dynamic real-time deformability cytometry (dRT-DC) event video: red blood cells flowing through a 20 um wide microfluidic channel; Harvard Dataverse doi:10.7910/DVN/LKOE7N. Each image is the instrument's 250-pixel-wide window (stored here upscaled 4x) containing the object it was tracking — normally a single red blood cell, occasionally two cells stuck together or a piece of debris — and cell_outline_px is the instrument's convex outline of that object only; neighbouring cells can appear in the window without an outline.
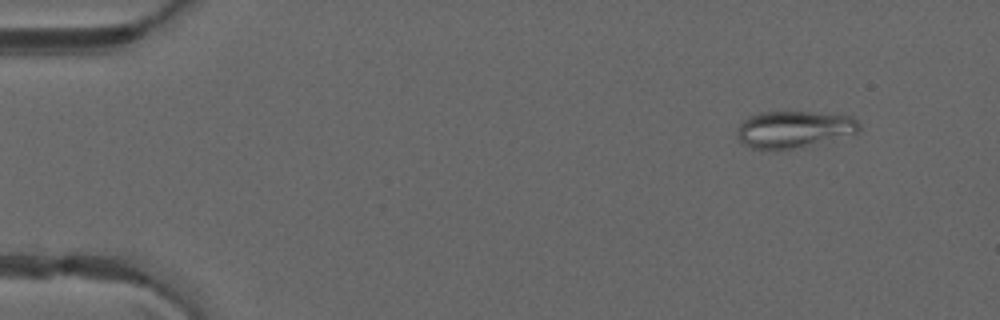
{"species": "common noctule bat (a hibernating species)", "species_latin": "Nyctalus noctula", "temperature_condition": "warm", "stored_images_in_passage": 50, "camera_frame_rate_fps": 3000, "um_per_image_px": 0.085, "animal": {"sex": "male", "forearm_length_mm": 52.5}, "frame": {"image": 1, "passage_image": 5, "time_ms": 1.333, "image_size_px": [1000, 320], "cell_outline_px": [[860, 132], [792, 148], [752, 148], [744, 144], [740, 140], [740, 124], [748, 116], [756, 112], [812, 112], [852, 116], [860, 124]], "centroid_in_image_um": [67.51, 10.95], "position_along_channel_um": 17.5, "area_um2": 25.37}}
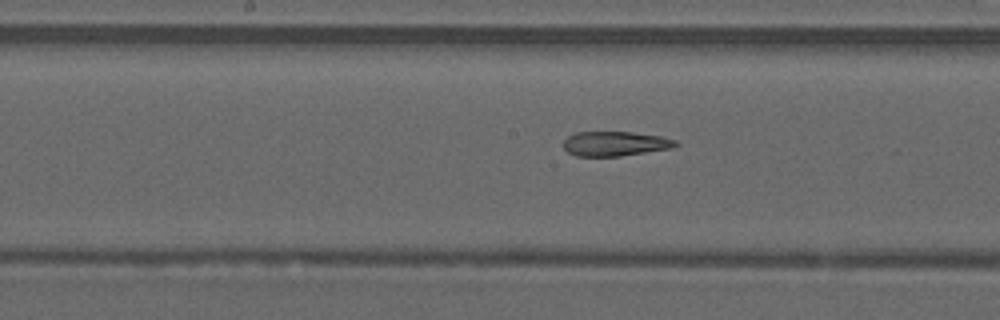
{"frame": {"image": 2, "passage_image": 26, "time_ms": 8.333, "image_size_px": [1000, 320], "cell_outline_px": [[680, 144], [672, 148], [620, 156], [576, 156], [568, 152], [564, 148], [564, 140], [568, 136], [576, 132], [632, 132], [660, 136], [676, 140]], "centroid_in_image_um": [52.29, 12.21], "position_along_channel_um": 195.9, "area_um2": 16.07}}
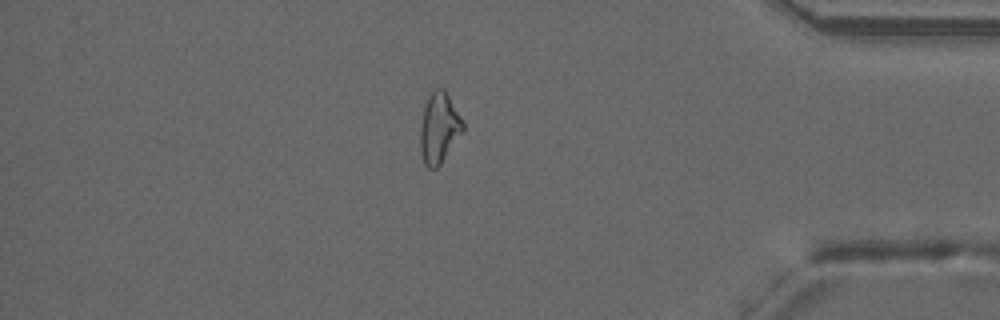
{"frame": {"image": 3, "passage_image": 43, "time_ms": 14.0, "image_size_px": [1000, 320], "cell_outline_px": [[464, 128], [440, 164], [436, 168], [428, 168], [424, 164], [420, 152], [420, 128], [424, 108], [428, 96], [432, 88], [444, 88], [464, 124]], "centroid_in_image_um": [37.28, 10.86], "position_along_channel_um": 397.9, "area_um2": 17.22}, "authors_computed_cell_mechanics": {"area_um2": 18.6983, "velocity_mm_per_s": 4.1159, "shape_relaxation_time_tau1_ms": null, "shape_relaxation_time_tau2_ms": 2.727, "deformation_change_tau1": null, "deformation_change_tau2": 0.1052}}